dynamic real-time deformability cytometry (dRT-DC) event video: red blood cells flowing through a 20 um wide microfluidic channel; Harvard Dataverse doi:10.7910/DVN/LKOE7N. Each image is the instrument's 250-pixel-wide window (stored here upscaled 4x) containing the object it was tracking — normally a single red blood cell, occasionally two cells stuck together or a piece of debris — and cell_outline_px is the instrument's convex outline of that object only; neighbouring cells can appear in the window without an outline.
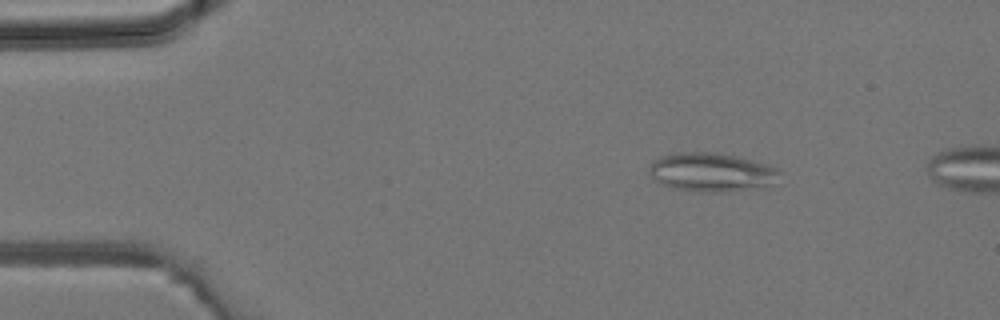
{"species": "common noctule bat (a hibernating species)", "species_latin": "Nyctalus noctula", "temperature_condition": "room temperature", "stored_images_in_passage": 3, "camera_frame_rate_fps": 3000, "um_per_image_px": 0.085, "animal": {"sex": "male", "body_mass_g": 19.2, "forearm_length_mm": 51.8}, "frame": {"image": 1, "passage_image": 3, "time_ms": 0.667, "image_size_px": [1000, 320], "cell_outline_px": [[780, 172], [768, 184], [720, 192], [696, 192], [668, 188], [660, 184], [648, 172], [648, 168], [652, 160], [660, 156], [680, 152], [712, 152], [736, 156], [768, 164], [776, 168]], "centroid_in_image_um": [60.33, 14.62], "position_along_channel_um": 24.7, "area_um2": 29.07}}